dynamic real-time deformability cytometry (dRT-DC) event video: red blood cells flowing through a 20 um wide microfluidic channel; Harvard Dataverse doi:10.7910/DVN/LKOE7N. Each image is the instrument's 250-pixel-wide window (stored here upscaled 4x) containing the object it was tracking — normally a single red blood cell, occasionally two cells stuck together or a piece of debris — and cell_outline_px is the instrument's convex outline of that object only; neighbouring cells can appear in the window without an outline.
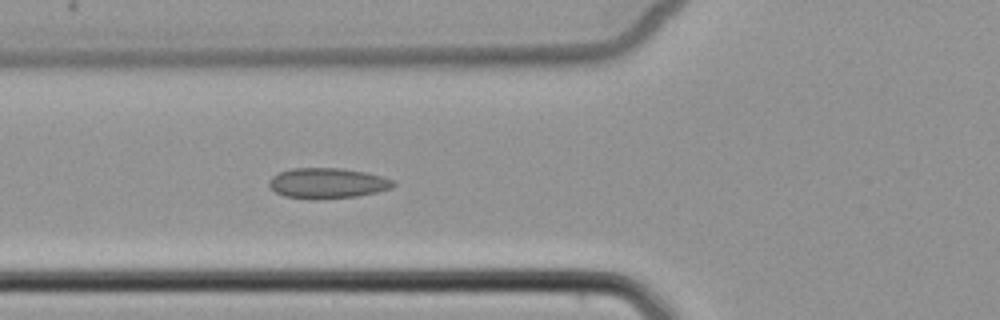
{"species": "common noctule bat (a hibernating species)", "species_latin": "Nyctalus noctula", "temperature_condition": "cold", "stored_images_in_passage": 5, "camera_frame_rate_fps": 3000, "um_per_image_px": 0.085, "animal": {"sex": "female", "body_mass_g": 22.7, "forearm_length_mm": 54.2}, "frame": {"image": 1, "passage_image": 5, "time_ms": 4.667, "image_size_px": [1000, 320], "cell_outline_px": [[396, 184], [392, 188], [376, 192], [356, 196], [312, 200], [284, 196], [276, 192], [268, 184], [268, 180], [272, 176], [280, 172], [292, 168], [340, 168], [368, 172], [392, 180]], "centroid_in_image_um": [27.81, 15.57], "position_along_channel_um": 98.0, "area_um2": 22.08}}